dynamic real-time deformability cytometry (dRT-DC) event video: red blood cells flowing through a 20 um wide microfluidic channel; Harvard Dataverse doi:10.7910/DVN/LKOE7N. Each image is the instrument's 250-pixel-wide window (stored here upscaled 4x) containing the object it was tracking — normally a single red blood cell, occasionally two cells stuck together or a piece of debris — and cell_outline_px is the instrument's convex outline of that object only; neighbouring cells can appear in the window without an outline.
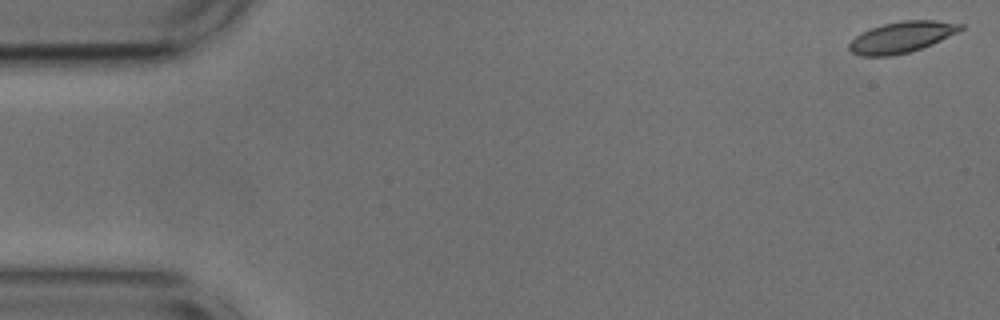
{"species": "common noctule bat (a hibernating species)", "species_latin": "Nyctalus noctula", "temperature_condition": "cold", "stored_images_in_passage": 49, "camera_frame_rate_fps": 3000, "um_per_image_px": 0.085, "animal": {"sex": "male", "body_mass_g": 17.9, "forearm_length_mm": 54.2}, "frame": {"image": 1, "passage_image": 1, "time_ms": 0.0, "image_size_px": [1000, 320], "cell_outline_px": [[964, 28], [932, 44], [908, 52], [892, 56], [860, 56], [852, 52], [848, 48], [848, 44], [856, 36], [872, 28], [884, 24], [900, 20], [936, 20], [964, 24]], "centroid_in_image_um": [76.63, 3.15], "position_along_channel_um": 8.4, "area_um2": 19.94}}
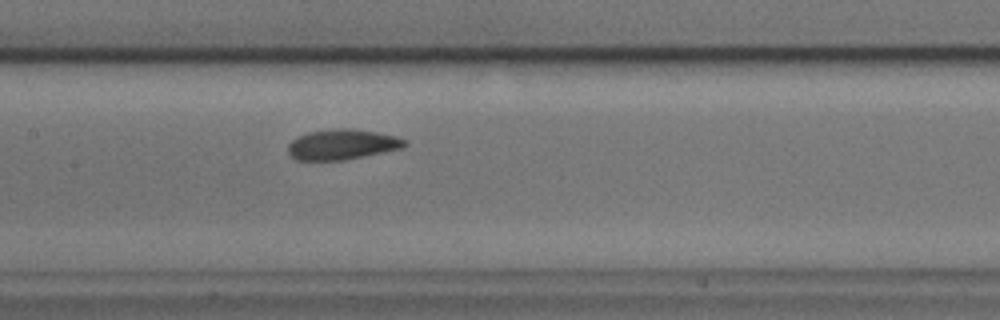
{"frame": {"image": 2, "passage_image": 25, "time_ms": 8.0, "image_size_px": [1000, 320], "cell_outline_px": [[408, 144], [404, 148], [344, 160], [296, 160], [288, 152], [288, 144], [296, 136], [308, 132], [336, 128], [352, 128], [376, 132], [396, 136], [408, 140]], "centroid_in_image_um": [29.11, 12.27], "position_along_channel_um": 178.3, "area_um2": 20.81}}
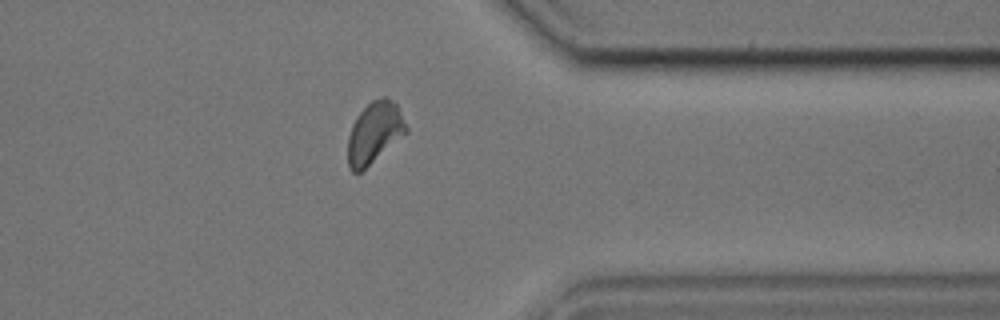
{"frame": {"image": 3, "passage_image": 42, "time_ms": 13.667, "image_size_px": [1000, 320], "cell_outline_px": [[408, 132], [360, 172], [352, 172], [348, 168], [348, 136], [352, 124], [356, 116], [372, 100], [384, 96], [396, 104], [408, 128]], "centroid_in_image_um": [31.81, 11.28], "position_along_channel_um": 379.6, "area_um2": 20.63}, "authors_computed_cell_mechanics": {"area_um2": 20.3456, "velocity_mm_per_s": 3.7175, "shape_relaxation_time_tau1_ms": 3.9989, "shape_relaxation_time_tau2_ms": 1.6514, "deformation_change_tau1": 0.1024, "deformation_change_tau2": 0.0659}}